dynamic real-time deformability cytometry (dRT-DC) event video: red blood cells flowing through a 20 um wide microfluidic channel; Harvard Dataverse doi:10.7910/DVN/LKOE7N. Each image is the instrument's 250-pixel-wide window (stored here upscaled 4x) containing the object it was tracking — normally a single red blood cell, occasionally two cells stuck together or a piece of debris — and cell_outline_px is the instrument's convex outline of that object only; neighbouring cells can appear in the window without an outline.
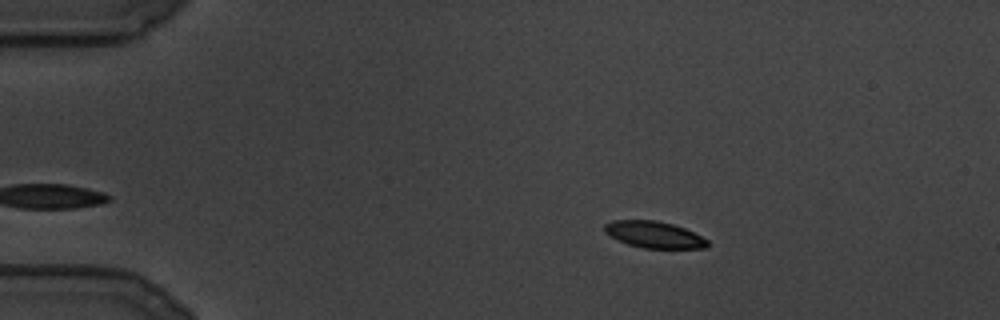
{"species": "common noctule bat (a hibernating species)", "species_latin": "Nyctalus noctula", "temperature_condition": "cold", "stored_images_in_passage": 83, "camera_frame_rate_fps": 3000, "um_per_image_px": 0.085, "animal": {"sex": "male", "body_mass_g": 19.5, "forearm_length_mm": 54.6}, "frame": {"image": 1, "passage_image": 7, "time_ms": 2.0, "image_size_px": [1000, 320], "cell_outline_px": [[708, 244], [704, 248], [644, 248], [628, 244], [604, 232], [604, 224], [612, 220], [656, 220], [672, 224], [684, 228], [708, 240]], "centroid_in_image_um": [55.58, 19.93], "position_along_channel_um": 29.4, "area_um2": 15.72}}
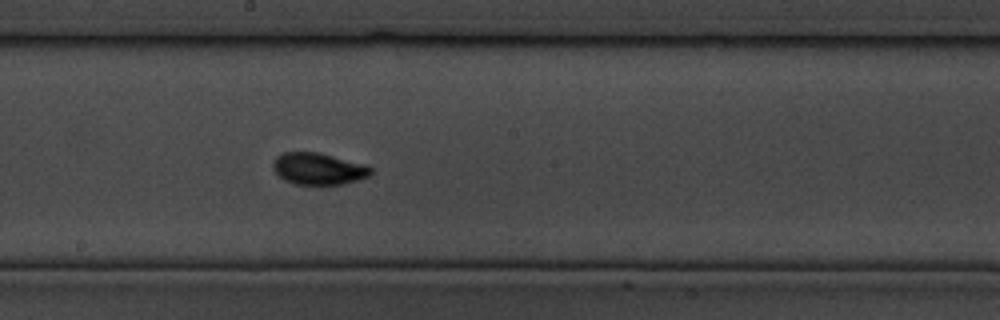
{"frame": {"image": 2, "passage_image": 49, "time_ms": 16.0, "image_size_px": [1000, 320], "cell_outline_px": [[372, 172], [368, 176], [344, 184], [296, 184], [284, 180], [272, 168], [272, 164], [276, 156], [284, 152], [316, 152], [368, 164], [372, 168]], "centroid_in_image_um": [27.07, 14.33], "position_along_channel_um": 221.1, "area_um2": 18.09}}
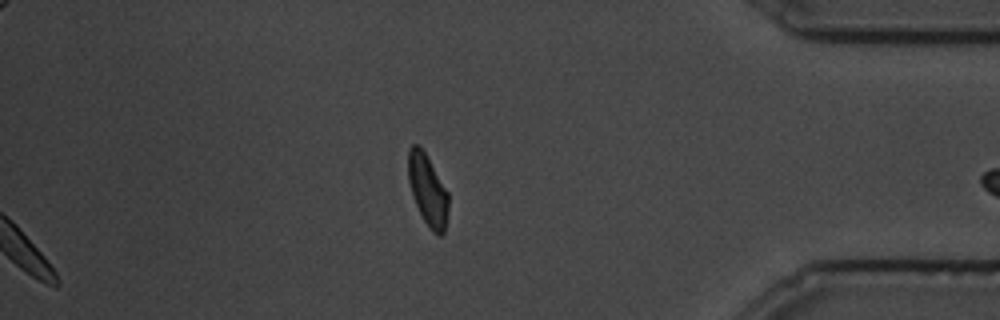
{"frame": {"image": 3, "passage_image": 83, "time_ms": 27.333, "image_size_px": [1000, 320], "cell_outline_px": [[448, 208], [444, 232], [440, 236], [432, 232], [424, 220], [412, 196], [408, 180], [408, 148], [412, 144], [416, 144], [424, 152], [448, 192]], "centroid_in_image_um": [36.34, 16.16], "position_along_channel_um": 398.9, "area_um2": 16.42}}